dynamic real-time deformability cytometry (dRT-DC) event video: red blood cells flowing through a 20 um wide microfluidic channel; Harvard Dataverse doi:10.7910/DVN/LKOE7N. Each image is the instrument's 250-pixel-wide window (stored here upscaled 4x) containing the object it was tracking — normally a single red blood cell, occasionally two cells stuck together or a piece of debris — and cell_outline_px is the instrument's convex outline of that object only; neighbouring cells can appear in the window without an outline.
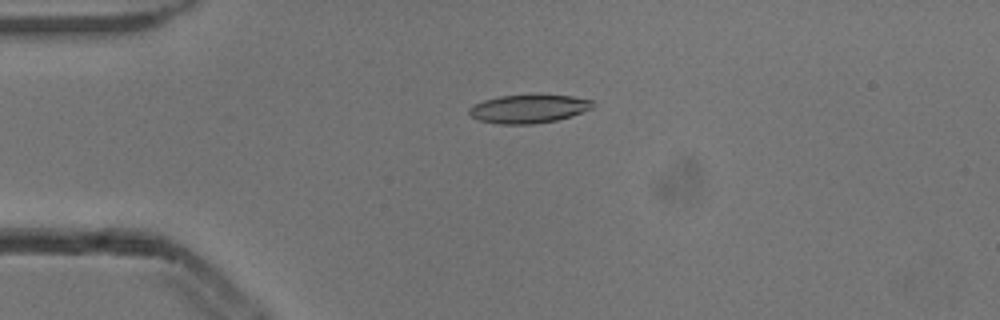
{"species": "common noctule bat (a hibernating species)", "species_latin": "Nyctalus noctula", "temperature_condition": "cold", "stored_images_in_passage": 7, "camera_frame_rate_fps": 3000, "um_per_image_px": 0.085, "animal": {"sex": "male", "body_mass_g": 13.3}, "frame": {"image": 1, "passage_image": 3, "time_ms": 0.667, "image_size_px": [1000, 320], "cell_outline_px": [[592, 108], [556, 120], [532, 124], [500, 124], [480, 120], [472, 116], [468, 112], [468, 108], [484, 100], [500, 96], [572, 96], [592, 100]], "centroid_in_image_um": [44.89, 9.26], "position_along_channel_um": 40.1, "area_um2": 19.77}}
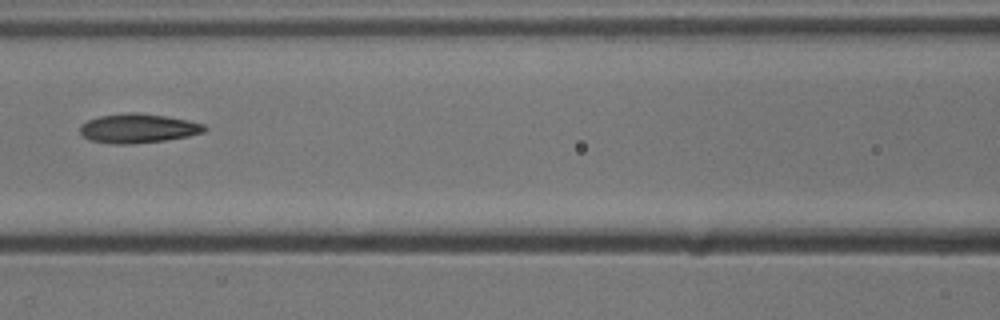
{"frame": {"image": 2, "passage_image": 6, "time_ms": 1.667, "image_size_px": [1000, 320], "cell_outline_px": [[208, 128], [204, 132], [188, 136], [164, 140], [132, 144], [112, 144], [92, 140], [84, 136], [80, 132], [80, 124], [88, 120], [100, 116], [128, 112], [136, 112], [164, 116], [188, 120], [204, 124]], "centroid_in_image_um": [11.74, 10.91], "position_along_channel_um": 154.9, "area_um2": 21.1}}
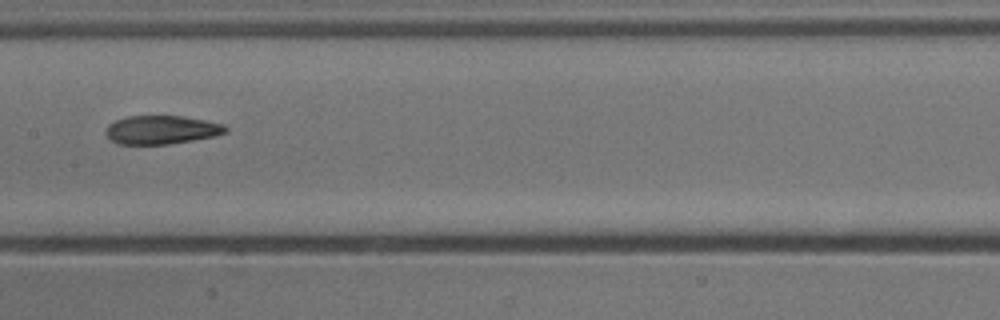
{"frame": {"image": 3, "passage_image": 7, "time_ms": 2.0, "image_size_px": [1000, 320], "cell_outline_px": [[228, 132], [216, 136], [168, 144], [116, 144], [104, 132], [108, 124], [116, 120], [128, 116], [184, 116], [224, 124], [228, 128]], "centroid_in_image_um": [13.74, 11.03], "position_along_channel_um": 193.7, "area_um2": 20.0}}